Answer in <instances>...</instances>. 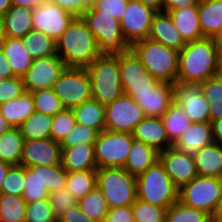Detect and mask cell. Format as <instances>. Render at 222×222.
Here are the masks:
<instances>
[{
	"instance_id": "obj_1",
	"label": "cell",
	"mask_w": 222,
	"mask_h": 222,
	"mask_svg": "<svg viewBox=\"0 0 222 222\" xmlns=\"http://www.w3.org/2000/svg\"><path fill=\"white\" fill-rule=\"evenodd\" d=\"M56 52L66 67L87 68L101 56L95 36L82 16H75L56 40Z\"/></svg>"
},
{
	"instance_id": "obj_2",
	"label": "cell",
	"mask_w": 222,
	"mask_h": 222,
	"mask_svg": "<svg viewBox=\"0 0 222 222\" xmlns=\"http://www.w3.org/2000/svg\"><path fill=\"white\" fill-rule=\"evenodd\" d=\"M220 50L213 38L187 42L179 52L177 81L202 83L217 74Z\"/></svg>"
},
{
	"instance_id": "obj_3",
	"label": "cell",
	"mask_w": 222,
	"mask_h": 222,
	"mask_svg": "<svg viewBox=\"0 0 222 222\" xmlns=\"http://www.w3.org/2000/svg\"><path fill=\"white\" fill-rule=\"evenodd\" d=\"M131 49L156 79L175 84L179 72V52L150 38L135 42Z\"/></svg>"
},
{
	"instance_id": "obj_4",
	"label": "cell",
	"mask_w": 222,
	"mask_h": 222,
	"mask_svg": "<svg viewBox=\"0 0 222 222\" xmlns=\"http://www.w3.org/2000/svg\"><path fill=\"white\" fill-rule=\"evenodd\" d=\"M137 199L165 208L179 200V188L158 160L136 177Z\"/></svg>"
},
{
	"instance_id": "obj_5",
	"label": "cell",
	"mask_w": 222,
	"mask_h": 222,
	"mask_svg": "<svg viewBox=\"0 0 222 222\" xmlns=\"http://www.w3.org/2000/svg\"><path fill=\"white\" fill-rule=\"evenodd\" d=\"M82 18L95 36L101 55L116 56L131 49L123 35L120 21L109 13L90 6L83 12Z\"/></svg>"
},
{
	"instance_id": "obj_6",
	"label": "cell",
	"mask_w": 222,
	"mask_h": 222,
	"mask_svg": "<svg viewBox=\"0 0 222 222\" xmlns=\"http://www.w3.org/2000/svg\"><path fill=\"white\" fill-rule=\"evenodd\" d=\"M86 70L91 80L92 99L107 105L123 94L119 55H101Z\"/></svg>"
},
{
	"instance_id": "obj_7",
	"label": "cell",
	"mask_w": 222,
	"mask_h": 222,
	"mask_svg": "<svg viewBox=\"0 0 222 222\" xmlns=\"http://www.w3.org/2000/svg\"><path fill=\"white\" fill-rule=\"evenodd\" d=\"M96 184L109 208L129 206L137 199L136 176L124 168H97Z\"/></svg>"
},
{
	"instance_id": "obj_8",
	"label": "cell",
	"mask_w": 222,
	"mask_h": 222,
	"mask_svg": "<svg viewBox=\"0 0 222 222\" xmlns=\"http://www.w3.org/2000/svg\"><path fill=\"white\" fill-rule=\"evenodd\" d=\"M133 140L132 133L101 131L94 143L97 168H123Z\"/></svg>"
},
{
	"instance_id": "obj_9",
	"label": "cell",
	"mask_w": 222,
	"mask_h": 222,
	"mask_svg": "<svg viewBox=\"0 0 222 222\" xmlns=\"http://www.w3.org/2000/svg\"><path fill=\"white\" fill-rule=\"evenodd\" d=\"M222 197V178L197 176L179 189V201L211 217Z\"/></svg>"
},
{
	"instance_id": "obj_10",
	"label": "cell",
	"mask_w": 222,
	"mask_h": 222,
	"mask_svg": "<svg viewBox=\"0 0 222 222\" xmlns=\"http://www.w3.org/2000/svg\"><path fill=\"white\" fill-rule=\"evenodd\" d=\"M119 69L123 94L135 98L150 92L160 81L146 70L132 49L119 55Z\"/></svg>"
},
{
	"instance_id": "obj_11",
	"label": "cell",
	"mask_w": 222,
	"mask_h": 222,
	"mask_svg": "<svg viewBox=\"0 0 222 222\" xmlns=\"http://www.w3.org/2000/svg\"><path fill=\"white\" fill-rule=\"evenodd\" d=\"M91 80L86 68L66 67L53 90L67 109L92 99Z\"/></svg>"
},
{
	"instance_id": "obj_12",
	"label": "cell",
	"mask_w": 222,
	"mask_h": 222,
	"mask_svg": "<svg viewBox=\"0 0 222 222\" xmlns=\"http://www.w3.org/2000/svg\"><path fill=\"white\" fill-rule=\"evenodd\" d=\"M145 117L143 108L133 98L122 94L105 105V130L132 133Z\"/></svg>"
},
{
	"instance_id": "obj_13",
	"label": "cell",
	"mask_w": 222,
	"mask_h": 222,
	"mask_svg": "<svg viewBox=\"0 0 222 222\" xmlns=\"http://www.w3.org/2000/svg\"><path fill=\"white\" fill-rule=\"evenodd\" d=\"M173 99L192 123L211 122L209 104L200 83L177 81L173 84Z\"/></svg>"
},
{
	"instance_id": "obj_14",
	"label": "cell",
	"mask_w": 222,
	"mask_h": 222,
	"mask_svg": "<svg viewBox=\"0 0 222 222\" xmlns=\"http://www.w3.org/2000/svg\"><path fill=\"white\" fill-rule=\"evenodd\" d=\"M157 11L138 0H129L120 20L123 35L132 46L148 38L153 16Z\"/></svg>"
},
{
	"instance_id": "obj_15",
	"label": "cell",
	"mask_w": 222,
	"mask_h": 222,
	"mask_svg": "<svg viewBox=\"0 0 222 222\" xmlns=\"http://www.w3.org/2000/svg\"><path fill=\"white\" fill-rule=\"evenodd\" d=\"M74 17L72 13L47 0L33 10V30L41 31L56 41Z\"/></svg>"
},
{
	"instance_id": "obj_16",
	"label": "cell",
	"mask_w": 222,
	"mask_h": 222,
	"mask_svg": "<svg viewBox=\"0 0 222 222\" xmlns=\"http://www.w3.org/2000/svg\"><path fill=\"white\" fill-rule=\"evenodd\" d=\"M66 65L62 58L54 54L50 57L35 59L22 77L25 90L33 92L38 89L53 88Z\"/></svg>"
},
{
	"instance_id": "obj_17",
	"label": "cell",
	"mask_w": 222,
	"mask_h": 222,
	"mask_svg": "<svg viewBox=\"0 0 222 222\" xmlns=\"http://www.w3.org/2000/svg\"><path fill=\"white\" fill-rule=\"evenodd\" d=\"M159 161L179 189L198 176L194 156L173 146L159 152Z\"/></svg>"
},
{
	"instance_id": "obj_18",
	"label": "cell",
	"mask_w": 222,
	"mask_h": 222,
	"mask_svg": "<svg viewBox=\"0 0 222 222\" xmlns=\"http://www.w3.org/2000/svg\"><path fill=\"white\" fill-rule=\"evenodd\" d=\"M61 154L60 143L52 138L25 140L21 165L26 168L37 165H61Z\"/></svg>"
},
{
	"instance_id": "obj_19",
	"label": "cell",
	"mask_w": 222,
	"mask_h": 222,
	"mask_svg": "<svg viewBox=\"0 0 222 222\" xmlns=\"http://www.w3.org/2000/svg\"><path fill=\"white\" fill-rule=\"evenodd\" d=\"M134 100L143 108L146 117H162L174 102L173 84L160 81L150 92L137 94Z\"/></svg>"
},
{
	"instance_id": "obj_20",
	"label": "cell",
	"mask_w": 222,
	"mask_h": 222,
	"mask_svg": "<svg viewBox=\"0 0 222 222\" xmlns=\"http://www.w3.org/2000/svg\"><path fill=\"white\" fill-rule=\"evenodd\" d=\"M148 38L180 52L186 42L179 33L169 12L158 11L153 16Z\"/></svg>"
},
{
	"instance_id": "obj_21",
	"label": "cell",
	"mask_w": 222,
	"mask_h": 222,
	"mask_svg": "<svg viewBox=\"0 0 222 222\" xmlns=\"http://www.w3.org/2000/svg\"><path fill=\"white\" fill-rule=\"evenodd\" d=\"M132 135L135 140L142 141L159 152L173 145L168 140L161 117H145L135 126Z\"/></svg>"
},
{
	"instance_id": "obj_22",
	"label": "cell",
	"mask_w": 222,
	"mask_h": 222,
	"mask_svg": "<svg viewBox=\"0 0 222 222\" xmlns=\"http://www.w3.org/2000/svg\"><path fill=\"white\" fill-rule=\"evenodd\" d=\"M212 143L211 122H196L191 123L172 146L182 152L194 155L203 147L209 146Z\"/></svg>"
},
{
	"instance_id": "obj_23",
	"label": "cell",
	"mask_w": 222,
	"mask_h": 222,
	"mask_svg": "<svg viewBox=\"0 0 222 222\" xmlns=\"http://www.w3.org/2000/svg\"><path fill=\"white\" fill-rule=\"evenodd\" d=\"M61 165L66 172L97 170L94 156V144H77L61 147Z\"/></svg>"
},
{
	"instance_id": "obj_24",
	"label": "cell",
	"mask_w": 222,
	"mask_h": 222,
	"mask_svg": "<svg viewBox=\"0 0 222 222\" xmlns=\"http://www.w3.org/2000/svg\"><path fill=\"white\" fill-rule=\"evenodd\" d=\"M0 46L8 59L13 73L23 77L31 67L34 59L30 56L26 44L21 38L5 37L0 41Z\"/></svg>"
},
{
	"instance_id": "obj_25",
	"label": "cell",
	"mask_w": 222,
	"mask_h": 222,
	"mask_svg": "<svg viewBox=\"0 0 222 222\" xmlns=\"http://www.w3.org/2000/svg\"><path fill=\"white\" fill-rule=\"evenodd\" d=\"M159 160V151L142 141L133 140L124 169L133 176H138Z\"/></svg>"
},
{
	"instance_id": "obj_26",
	"label": "cell",
	"mask_w": 222,
	"mask_h": 222,
	"mask_svg": "<svg viewBox=\"0 0 222 222\" xmlns=\"http://www.w3.org/2000/svg\"><path fill=\"white\" fill-rule=\"evenodd\" d=\"M168 12L186 43L204 38L199 21L198 6Z\"/></svg>"
},
{
	"instance_id": "obj_27",
	"label": "cell",
	"mask_w": 222,
	"mask_h": 222,
	"mask_svg": "<svg viewBox=\"0 0 222 222\" xmlns=\"http://www.w3.org/2000/svg\"><path fill=\"white\" fill-rule=\"evenodd\" d=\"M198 176L222 178V146L212 143L194 155Z\"/></svg>"
},
{
	"instance_id": "obj_28",
	"label": "cell",
	"mask_w": 222,
	"mask_h": 222,
	"mask_svg": "<svg viewBox=\"0 0 222 222\" xmlns=\"http://www.w3.org/2000/svg\"><path fill=\"white\" fill-rule=\"evenodd\" d=\"M35 111L34 98L31 92L26 91L20 97L0 105V113L8 123L18 128Z\"/></svg>"
},
{
	"instance_id": "obj_29",
	"label": "cell",
	"mask_w": 222,
	"mask_h": 222,
	"mask_svg": "<svg viewBox=\"0 0 222 222\" xmlns=\"http://www.w3.org/2000/svg\"><path fill=\"white\" fill-rule=\"evenodd\" d=\"M198 14L203 37L214 38L222 27V0H199Z\"/></svg>"
},
{
	"instance_id": "obj_30",
	"label": "cell",
	"mask_w": 222,
	"mask_h": 222,
	"mask_svg": "<svg viewBox=\"0 0 222 222\" xmlns=\"http://www.w3.org/2000/svg\"><path fill=\"white\" fill-rule=\"evenodd\" d=\"M33 10L22 6H12L4 14L6 37L23 38L33 29Z\"/></svg>"
},
{
	"instance_id": "obj_31",
	"label": "cell",
	"mask_w": 222,
	"mask_h": 222,
	"mask_svg": "<svg viewBox=\"0 0 222 222\" xmlns=\"http://www.w3.org/2000/svg\"><path fill=\"white\" fill-rule=\"evenodd\" d=\"M76 123L96 129L99 133L105 131V105L95 99L83 102L72 108Z\"/></svg>"
},
{
	"instance_id": "obj_32",
	"label": "cell",
	"mask_w": 222,
	"mask_h": 222,
	"mask_svg": "<svg viewBox=\"0 0 222 222\" xmlns=\"http://www.w3.org/2000/svg\"><path fill=\"white\" fill-rule=\"evenodd\" d=\"M25 139L20 129L12 127L0 136V161L10 165H20Z\"/></svg>"
},
{
	"instance_id": "obj_33",
	"label": "cell",
	"mask_w": 222,
	"mask_h": 222,
	"mask_svg": "<svg viewBox=\"0 0 222 222\" xmlns=\"http://www.w3.org/2000/svg\"><path fill=\"white\" fill-rule=\"evenodd\" d=\"M52 116L34 111L18 127L25 140L51 138Z\"/></svg>"
},
{
	"instance_id": "obj_34",
	"label": "cell",
	"mask_w": 222,
	"mask_h": 222,
	"mask_svg": "<svg viewBox=\"0 0 222 222\" xmlns=\"http://www.w3.org/2000/svg\"><path fill=\"white\" fill-rule=\"evenodd\" d=\"M168 140L174 144L182 133L191 125V121L184 110L174 102L161 117Z\"/></svg>"
},
{
	"instance_id": "obj_35",
	"label": "cell",
	"mask_w": 222,
	"mask_h": 222,
	"mask_svg": "<svg viewBox=\"0 0 222 222\" xmlns=\"http://www.w3.org/2000/svg\"><path fill=\"white\" fill-rule=\"evenodd\" d=\"M22 41L34 60L57 54L56 41L41 31L32 29L22 38Z\"/></svg>"
},
{
	"instance_id": "obj_36",
	"label": "cell",
	"mask_w": 222,
	"mask_h": 222,
	"mask_svg": "<svg viewBox=\"0 0 222 222\" xmlns=\"http://www.w3.org/2000/svg\"><path fill=\"white\" fill-rule=\"evenodd\" d=\"M65 187L77 201L84 198L97 187L96 170L67 172Z\"/></svg>"
},
{
	"instance_id": "obj_37",
	"label": "cell",
	"mask_w": 222,
	"mask_h": 222,
	"mask_svg": "<svg viewBox=\"0 0 222 222\" xmlns=\"http://www.w3.org/2000/svg\"><path fill=\"white\" fill-rule=\"evenodd\" d=\"M27 202L22 196L0 195V222H25Z\"/></svg>"
},
{
	"instance_id": "obj_38",
	"label": "cell",
	"mask_w": 222,
	"mask_h": 222,
	"mask_svg": "<svg viewBox=\"0 0 222 222\" xmlns=\"http://www.w3.org/2000/svg\"><path fill=\"white\" fill-rule=\"evenodd\" d=\"M80 209L92 220L105 222L109 206L101 191L96 187L84 198L77 201Z\"/></svg>"
},
{
	"instance_id": "obj_39",
	"label": "cell",
	"mask_w": 222,
	"mask_h": 222,
	"mask_svg": "<svg viewBox=\"0 0 222 222\" xmlns=\"http://www.w3.org/2000/svg\"><path fill=\"white\" fill-rule=\"evenodd\" d=\"M165 222H212V217L178 200L166 210Z\"/></svg>"
},
{
	"instance_id": "obj_40",
	"label": "cell",
	"mask_w": 222,
	"mask_h": 222,
	"mask_svg": "<svg viewBox=\"0 0 222 222\" xmlns=\"http://www.w3.org/2000/svg\"><path fill=\"white\" fill-rule=\"evenodd\" d=\"M200 85L209 104L211 121L222 117V79L215 76Z\"/></svg>"
},
{
	"instance_id": "obj_41",
	"label": "cell",
	"mask_w": 222,
	"mask_h": 222,
	"mask_svg": "<svg viewBox=\"0 0 222 222\" xmlns=\"http://www.w3.org/2000/svg\"><path fill=\"white\" fill-rule=\"evenodd\" d=\"M24 183L22 197L27 203L48 199L49 194L46 187L42 185L38 178V165L25 167Z\"/></svg>"
},
{
	"instance_id": "obj_42",
	"label": "cell",
	"mask_w": 222,
	"mask_h": 222,
	"mask_svg": "<svg viewBox=\"0 0 222 222\" xmlns=\"http://www.w3.org/2000/svg\"><path fill=\"white\" fill-rule=\"evenodd\" d=\"M31 93L34 98L35 111L54 116L65 109L53 88L38 89Z\"/></svg>"
},
{
	"instance_id": "obj_43",
	"label": "cell",
	"mask_w": 222,
	"mask_h": 222,
	"mask_svg": "<svg viewBox=\"0 0 222 222\" xmlns=\"http://www.w3.org/2000/svg\"><path fill=\"white\" fill-rule=\"evenodd\" d=\"M38 178L51 194L66 186L67 172L62 165H38Z\"/></svg>"
},
{
	"instance_id": "obj_44",
	"label": "cell",
	"mask_w": 222,
	"mask_h": 222,
	"mask_svg": "<svg viewBox=\"0 0 222 222\" xmlns=\"http://www.w3.org/2000/svg\"><path fill=\"white\" fill-rule=\"evenodd\" d=\"M76 124L72 109L65 108L52 116L51 138L59 143L73 130Z\"/></svg>"
},
{
	"instance_id": "obj_45",
	"label": "cell",
	"mask_w": 222,
	"mask_h": 222,
	"mask_svg": "<svg viewBox=\"0 0 222 222\" xmlns=\"http://www.w3.org/2000/svg\"><path fill=\"white\" fill-rule=\"evenodd\" d=\"M135 222H165L166 209L136 199L132 204Z\"/></svg>"
},
{
	"instance_id": "obj_46",
	"label": "cell",
	"mask_w": 222,
	"mask_h": 222,
	"mask_svg": "<svg viewBox=\"0 0 222 222\" xmlns=\"http://www.w3.org/2000/svg\"><path fill=\"white\" fill-rule=\"evenodd\" d=\"M25 222H57L49 199L27 203Z\"/></svg>"
},
{
	"instance_id": "obj_47",
	"label": "cell",
	"mask_w": 222,
	"mask_h": 222,
	"mask_svg": "<svg viewBox=\"0 0 222 222\" xmlns=\"http://www.w3.org/2000/svg\"><path fill=\"white\" fill-rule=\"evenodd\" d=\"M25 182V166L12 165L2 184V193L22 196Z\"/></svg>"
},
{
	"instance_id": "obj_48",
	"label": "cell",
	"mask_w": 222,
	"mask_h": 222,
	"mask_svg": "<svg viewBox=\"0 0 222 222\" xmlns=\"http://www.w3.org/2000/svg\"><path fill=\"white\" fill-rule=\"evenodd\" d=\"M99 132L96 129L76 123L73 130L62 140L61 147H71L77 144H94Z\"/></svg>"
},
{
	"instance_id": "obj_49",
	"label": "cell",
	"mask_w": 222,
	"mask_h": 222,
	"mask_svg": "<svg viewBox=\"0 0 222 222\" xmlns=\"http://www.w3.org/2000/svg\"><path fill=\"white\" fill-rule=\"evenodd\" d=\"M48 199L57 220L77 204V200L66 187L49 194Z\"/></svg>"
},
{
	"instance_id": "obj_50",
	"label": "cell",
	"mask_w": 222,
	"mask_h": 222,
	"mask_svg": "<svg viewBox=\"0 0 222 222\" xmlns=\"http://www.w3.org/2000/svg\"><path fill=\"white\" fill-rule=\"evenodd\" d=\"M24 92L26 90L22 77L4 79L0 84V105L20 97Z\"/></svg>"
},
{
	"instance_id": "obj_51",
	"label": "cell",
	"mask_w": 222,
	"mask_h": 222,
	"mask_svg": "<svg viewBox=\"0 0 222 222\" xmlns=\"http://www.w3.org/2000/svg\"><path fill=\"white\" fill-rule=\"evenodd\" d=\"M129 0H96L92 5L95 10L109 13L116 20L120 21Z\"/></svg>"
},
{
	"instance_id": "obj_52",
	"label": "cell",
	"mask_w": 222,
	"mask_h": 222,
	"mask_svg": "<svg viewBox=\"0 0 222 222\" xmlns=\"http://www.w3.org/2000/svg\"><path fill=\"white\" fill-rule=\"evenodd\" d=\"M105 222H135L132 205L109 208Z\"/></svg>"
},
{
	"instance_id": "obj_53",
	"label": "cell",
	"mask_w": 222,
	"mask_h": 222,
	"mask_svg": "<svg viewBox=\"0 0 222 222\" xmlns=\"http://www.w3.org/2000/svg\"><path fill=\"white\" fill-rule=\"evenodd\" d=\"M57 222H97L89 218L76 204L62 215Z\"/></svg>"
},
{
	"instance_id": "obj_54",
	"label": "cell",
	"mask_w": 222,
	"mask_h": 222,
	"mask_svg": "<svg viewBox=\"0 0 222 222\" xmlns=\"http://www.w3.org/2000/svg\"><path fill=\"white\" fill-rule=\"evenodd\" d=\"M52 3L60 6L66 11L72 13L74 16H82L87 9L80 0H49Z\"/></svg>"
},
{
	"instance_id": "obj_55",
	"label": "cell",
	"mask_w": 222,
	"mask_h": 222,
	"mask_svg": "<svg viewBox=\"0 0 222 222\" xmlns=\"http://www.w3.org/2000/svg\"><path fill=\"white\" fill-rule=\"evenodd\" d=\"M199 0H163V11L198 6Z\"/></svg>"
},
{
	"instance_id": "obj_56",
	"label": "cell",
	"mask_w": 222,
	"mask_h": 222,
	"mask_svg": "<svg viewBox=\"0 0 222 222\" xmlns=\"http://www.w3.org/2000/svg\"><path fill=\"white\" fill-rule=\"evenodd\" d=\"M0 75L5 79L17 77L10 66L8 59L6 58L3 49L0 46Z\"/></svg>"
},
{
	"instance_id": "obj_57",
	"label": "cell",
	"mask_w": 222,
	"mask_h": 222,
	"mask_svg": "<svg viewBox=\"0 0 222 222\" xmlns=\"http://www.w3.org/2000/svg\"><path fill=\"white\" fill-rule=\"evenodd\" d=\"M213 143L222 146V117L211 121Z\"/></svg>"
},
{
	"instance_id": "obj_58",
	"label": "cell",
	"mask_w": 222,
	"mask_h": 222,
	"mask_svg": "<svg viewBox=\"0 0 222 222\" xmlns=\"http://www.w3.org/2000/svg\"><path fill=\"white\" fill-rule=\"evenodd\" d=\"M47 0H11L12 6H22L34 10L36 7L45 3Z\"/></svg>"
},
{
	"instance_id": "obj_59",
	"label": "cell",
	"mask_w": 222,
	"mask_h": 222,
	"mask_svg": "<svg viewBox=\"0 0 222 222\" xmlns=\"http://www.w3.org/2000/svg\"><path fill=\"white\" fill-rule=\"evenodd\" d=\"M142 4L153 8L154 10L163 11V0H138Z\"/></svg>"
},
{
	"instance_id": "obj_60",
	"label": "cell",
	"mask_w": 222,
	"mask_h": 222,
	"mask_svg": "<svg viewBox=\"0 0 222 222\" xmlns=\"http://www.w3.org/2000/svg\"><path fill=\"white\" fill-rule=\"evenodd\" d=\"M12 165L5 163L3 161H0V195L2 194V184L5 176L7 175L10 167Z\"/></svg>"
},
{
	"instance_id": "obj_61",
	"label": "cell",
	"mask_w": 222,
	"mask_h": 222,
	"mask_svg": "<svg viewBox=\"0 0 222 222\" xmlns=\"http://www.w3.org/2000/svg\"><path fill=\"white\" fill-rule=\"evenodd\" d=\"M11 128L12 126L8 123L7 119L0 113V136Z\"/></svg>"
},
{
	"instance_id": "obj_62",
	"label": "cell",
	"mask_w": 222,
	"mask_h": 222,
	"mask_svg": "<svg viewBox=\"0 0 222 222\" xmlns=\"http://www.w3.org/2000/svg\"><path fill=\"white\" fill-rule=\"evenodd\" d=\"M212 222H222V197L219 200L217 209L212 216Z\"/></svg>"
},
{
	"instance_id": "obj_63",
	"label": "cell",
	"mask_w": 222,
	"mask_h": 222,
	"mask_svg": "<svg viewBox=\"0 0 222 222\" xmlns=\"http://www.w3.org/2000/svg\"><path fill=\"white\" fill-rule=\"evenodd\" d=\"M11 7H12L11 0H0V14L1 15H4Z\"/></svg>"
},
{
	"instance_id": "obj_64",
	"label": "cell",
	"mask_w": 222,
	"mask_h": 222,
	"mask_svg": "<svg viewBox=\"0 0 222 222\" xmlns=\"http://www.w3.org/2000/svg\"><path fill=\"white\" fill-rule=\"evenodd\" d=\"M213 39L218 49L222 51V27L220 28L219 32L214 36Z\"/></svg>"
},
{
	"instance_id": "obj_65",
	"label": "cell",
	"mask_w": 222,
	"mask_h": 222,
	"mask_svg": "<svg viewBox=\"0 0 222 222\" xmlns=\"http://www.w3.org/2000/svg\"><path fill=\"white\" fill-rule=\"evenodd\" d=\"M6 37V30L4 25V15L0 14V41Z\"/></svg>"
},
{
	"instance_id": "obj_66",
	"label": "cell",
	"mask_w": 222,
	"mask_h": 222,
	"mask_svg": "<svg viewBox=\"0 0 222 222\" xmlns=\"http://www.w3.org/2000/svg\"><path fill=\"white\" fill-rule=\"evenodd\" d=\"M216 76L222 79V51H220L219 57H218V68H217Z\"/></svg>"
},
{
	"instance_id": "obj_67",
	"label": "cell",
	"mask_w": 222,
	"mask_h": 222,
	"mask_svg": "<svg viewBox=\"0 0 222 222\" xmlns=\"http://www.w3.org/2000/svg\"><path fill=\"white\" fill-rule=\"evenodd\" d=\"M80 1L86 8H89L96 2V0H80Z\"/></svg>"
},
{
	"instance_id": "obj_68",
	"label": "cell",
	"mask_w": 222,
	"mask_h": 222,
	"mask_svg": "<svg viewBox=\"0 0 222 222\" xmlns=\"http://www.w3.org/2000/svg\"><path fill=\"white\" fill-rule=\"evenodd\" d=\"M4 79L5 78L0 75V84L4 81Z\"/></svg>"
}]
</instances>
